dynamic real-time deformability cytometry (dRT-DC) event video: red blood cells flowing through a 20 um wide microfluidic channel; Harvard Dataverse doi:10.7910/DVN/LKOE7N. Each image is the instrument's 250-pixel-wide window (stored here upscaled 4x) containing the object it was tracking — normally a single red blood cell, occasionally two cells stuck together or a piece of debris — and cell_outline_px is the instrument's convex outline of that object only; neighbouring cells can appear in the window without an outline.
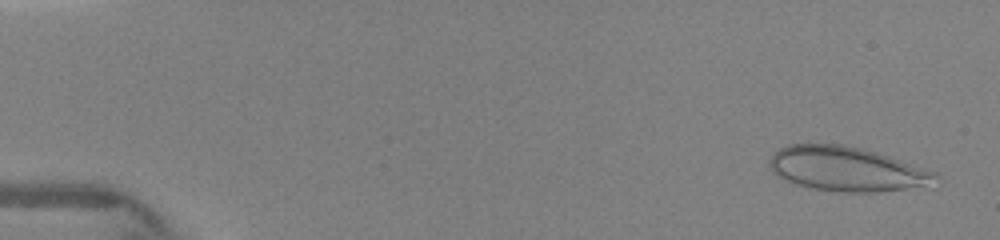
{"species": "human", "species_latin": "Homo sapiens", "temperature_condition": "warm", "stored_images_in_passage": 18, "camera_frame_rate_fps": 3000, "um_per_image_px": 0.085, "donor": {"sex": "female"}, "frame": {"image": 1, "passage_image": 1, "time_ms": 0.0, "image_size_px": [1000, 240], "cell_outline_px": [[940, 176], [920, 184], [904, 188], [880, 192], [840, 192], [812, 188], [796, 184], [784, 180], [776, 176], [768, 168], [768, 160], [780, 148], [788, 144], [840, 144], [860, 148], [876, 152], [936, 172]], "centroid_in_image_um": [71.82, 14.35], "position_along_channel_um": 13.2, "area_um2": 42.31}}